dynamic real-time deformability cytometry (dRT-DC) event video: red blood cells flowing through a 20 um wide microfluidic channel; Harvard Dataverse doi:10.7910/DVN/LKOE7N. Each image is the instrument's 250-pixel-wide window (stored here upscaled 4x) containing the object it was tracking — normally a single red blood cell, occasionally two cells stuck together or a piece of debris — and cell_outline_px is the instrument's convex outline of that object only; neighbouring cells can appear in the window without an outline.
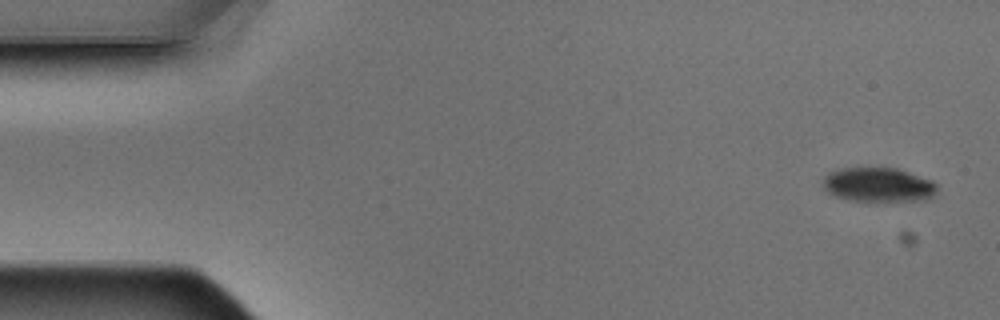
{"species": "Egyptian fruit bat (a non-hibernating species)", "species_latin": "Rousettus aegyptiacus", "temperature_condition": "warm", "stored_images_in_passage": 5, "camera_frame_rate_fps": 3000, "um_per_image_px": 0.085, "animal": {"sex": "male"}, "frame": {"image": 1, "passage_image": 1, "time_ms": 0.0, "image_size_px": [1000, 320], "cell_outline_px": [[936, 192], [932, 196], [924, 200], [868, 204], [836, 196], [828, 192], [824, 188], [824, 176], [828, 172], [840, 168], [896, 168], [932, 180], [936, 184]], "centroid_in_image_um": [74.66, 15.75], "position_along_channel_um": 10.3, "area_um2": 23.47}}
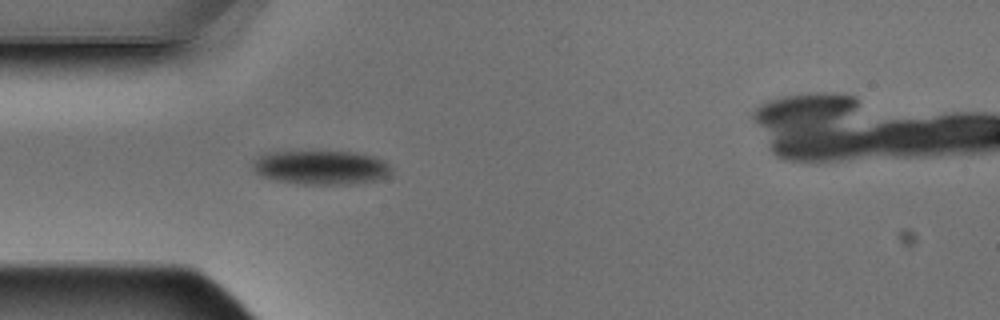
{"frame": {"image": 2, "passage_image": 4, "time_ms": 1.0, "image_size_px": [1000, 320], "cell_outline_px": [[392, 176], [380, 180], [348, 184], [304, 184], [276, 180], [264, 176], [256, 172], [256, 160], [260, 156], [272, 152], [356, 152], [376, 156], [384, 160], [392, 168]], "centroid_in_image_um": [27.45, 14.24], "position_along_channel_um": 57.5, "area_um2": 27.28}}